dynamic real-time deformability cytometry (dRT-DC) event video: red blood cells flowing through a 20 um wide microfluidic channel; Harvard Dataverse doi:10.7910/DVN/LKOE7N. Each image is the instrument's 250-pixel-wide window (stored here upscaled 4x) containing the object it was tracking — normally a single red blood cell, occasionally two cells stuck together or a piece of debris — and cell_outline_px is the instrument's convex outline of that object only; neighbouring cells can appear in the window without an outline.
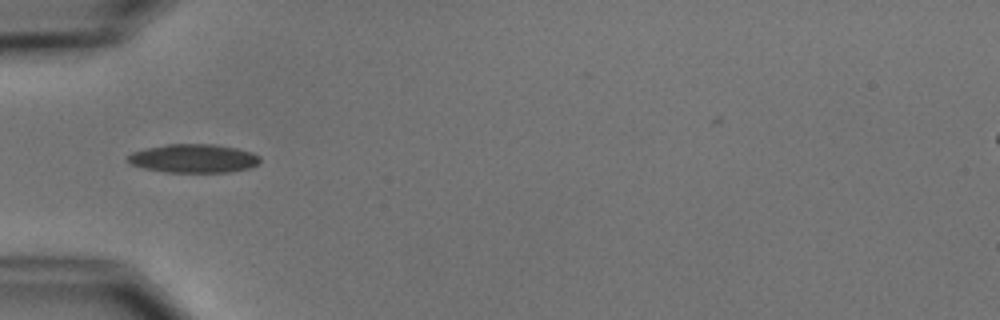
{"species": "common noctule bat (a hibernating species)", "species_latin": "Nyctalus noctula", "temperature_condition": "cold", "stored_images_in_passage": 8, "camera_frame_rate_fps": 3000, "um_per_image_px": 0.085, "animal": {"sex": "male", "body_mass_g": 15.6}, "frame": {"image": 1, "passage_image": 6, "time_ms": 6.667, "image_size_px": [1000, 320], "cell_outline_px": [[260, 160], [256, 164], [248, 168], [232, 172], [164, 172], [144, 168], [132, 164], [128, 160], [128, 156], [132, 152], [144, 148], [168, 144], [212, 144], [236, 148], [252, 152], [260, 156]], "centroid_in_image_um": [16.45, 13.46], "position_along_channel_um": 68.5, "area_um2": 21.96}}